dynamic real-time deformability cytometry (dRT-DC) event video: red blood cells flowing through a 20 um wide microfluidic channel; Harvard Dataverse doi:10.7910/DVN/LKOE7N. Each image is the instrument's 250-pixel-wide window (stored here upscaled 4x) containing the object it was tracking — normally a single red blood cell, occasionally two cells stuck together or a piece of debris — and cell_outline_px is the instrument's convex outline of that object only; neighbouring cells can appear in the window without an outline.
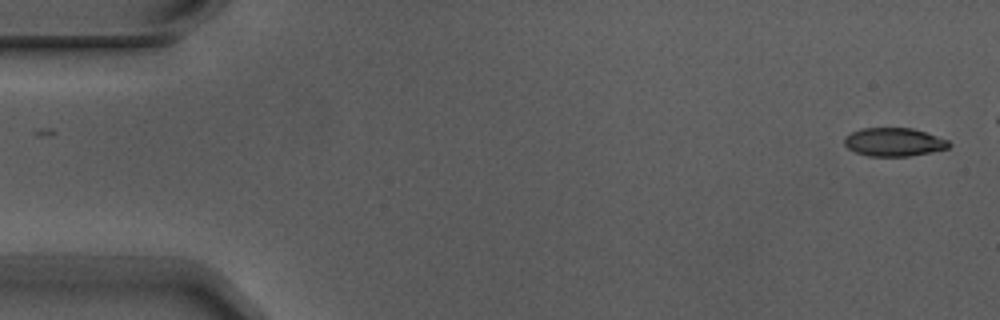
{"species": "Egyptian fruit bat (a non-hibernating species)", "species_latin": "Rousettus aegyptiacus", "temperature_condition": "warm", "stored_images_in_passage": 2, "camera_frame_rate_fps": 3000, "um_per_image_px": 0.085, "animal": {"sex": "male"}, "frame": {"image": 1, "passage_image": 2, "time_ms": 0.333, "image_size_px": [1000, 320], "cell_outline_px": [[952, 144], [948, 148], [932, 152], [908, 156], [868, 156], [856, 152], [848, 148], [844, 144], [844, 136], [852, 132], [864, 128], [912, 128], [948, 140]], "centroid_in_image_um": [75.98, 12.08], "position_along_channel_um": 9.0, "area_um2": 17.22}}